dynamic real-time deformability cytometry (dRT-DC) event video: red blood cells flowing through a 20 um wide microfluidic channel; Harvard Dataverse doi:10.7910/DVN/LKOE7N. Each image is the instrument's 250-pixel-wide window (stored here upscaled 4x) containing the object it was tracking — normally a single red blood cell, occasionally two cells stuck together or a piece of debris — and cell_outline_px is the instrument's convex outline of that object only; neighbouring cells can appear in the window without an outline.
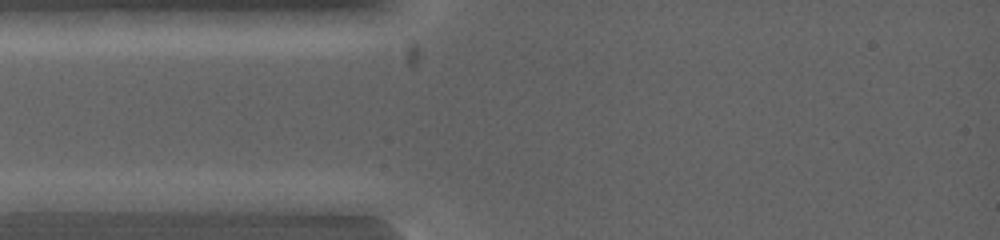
{"species": "common noctule bat (a hibernating species)", "species_latin": "Nyctalus noctula", "temperature_condition": "warm", "stored_images_in_passage": 2, "camera_frame_rate_fps": 5000, "um_per_image_px": 0.085, "animal": {"sex": "female", "body_mass_g": 19.0, "forearm_length_mm": 53.3}, "frame": {"image": 1, "passage_image": 1, "time_ms": 0.0, "image_size_px": [1000, 240], "cell_outline_px": [[108, 200], [100, 212], [16, 212], [12, 200], [64, 192]], "centroid_in_image_um": [5.07, 17.31], "position_along_channel_um": 79.9, "area_um2": 10.58}}